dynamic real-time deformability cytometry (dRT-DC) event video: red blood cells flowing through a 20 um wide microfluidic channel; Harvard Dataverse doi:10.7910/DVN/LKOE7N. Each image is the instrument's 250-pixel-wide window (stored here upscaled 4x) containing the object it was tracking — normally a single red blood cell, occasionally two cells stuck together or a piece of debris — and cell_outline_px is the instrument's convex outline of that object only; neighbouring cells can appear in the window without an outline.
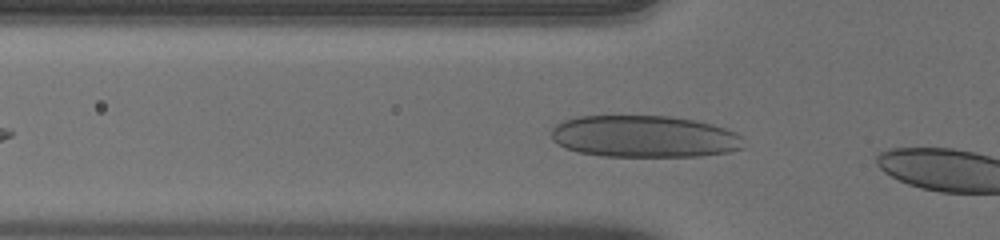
{"species": "human", "species_latin": "Homo sapiens", "temperature_condition": "warm", "stored_images_in_passage": 4, "camera_frame_rate_fps": 3000, "um_per_image_px": 0.085, "donor": {"sex": "male"}, "frame": {"image": 1, "passage_image": 2, "time_ms": 0.333, "image_size_px": [1000, 240], "cell_outline_px": [[744, 148], [728, 152], [700, 156], [600, 156], [580, 152], [568, 148], [552, 140], [552, 128], [556, 124], [564, 120], [576, 116], [672, 116], [696, 120], [712, 124], [736, 132], [740, 136]], "centroid_in_image_um": [54.77, 11.59], "position_along_channel_um": 71.0, "area_um2": 46.99}}